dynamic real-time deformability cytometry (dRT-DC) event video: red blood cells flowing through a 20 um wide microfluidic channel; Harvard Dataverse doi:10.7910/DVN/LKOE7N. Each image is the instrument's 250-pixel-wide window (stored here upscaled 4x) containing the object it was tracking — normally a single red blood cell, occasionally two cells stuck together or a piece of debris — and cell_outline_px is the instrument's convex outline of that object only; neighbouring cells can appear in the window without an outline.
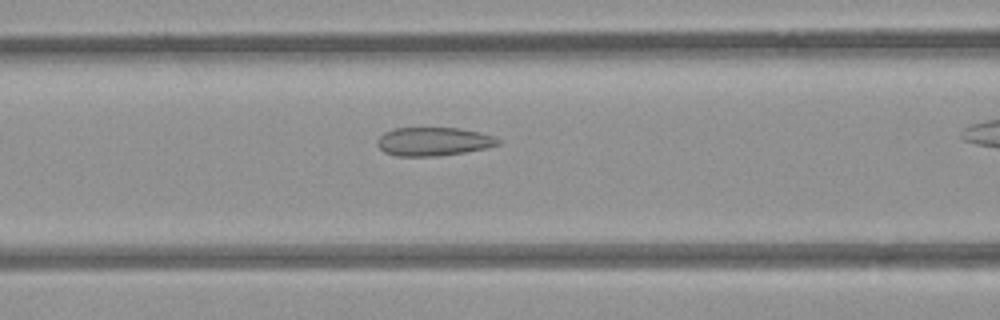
{"species": "common noctule bat (a hibernating species)", "species_latin": "Nyctalus noctula", "temperature_condition": "room temperature", "stored_images_in_passage": 26, "camera_frame_rate_fps": 3000, "um_per_image_px": 0.085, "animal": {"sex": "female", "body_mass_g": 21.9}, "frame": {"image": 1, "passage_image": 6, "time_ms": 1.667, "image_size_px": [1000, 320], "cell_outline_px": [[500, 144], [488, 148], [464, 152], [436, 156], [396, 156], [384, 152], [376, 144], [376, 140], [384, 132], [396, 128], [460, 128], [480, 132], [492, 136], [500, 140]], "centroid_in_image_um": [36.83, 12.03], "position_along_channel_um": 129.8, "area_um2": 20.11}}
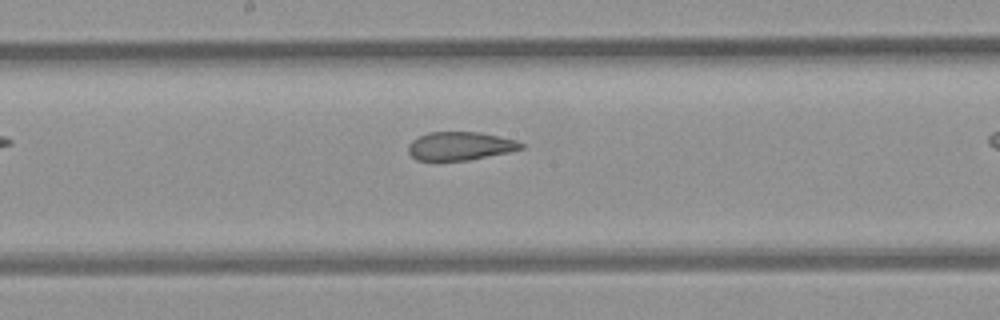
{"frame": {"image": 2, "passage_image": 12, "time_ms": 3.667, "image_size_px": [1000, 320], "cell_outline_px": [[524, 148], [508, 152], [468, 160], [416, 160], [408, 152], [408, 144], [412, 140], [428, 132], [480, 132], [516, 140], [524, 144]], "centroid_in_image_um": [39.1, 12.4], "position_along_channel_um": 209.1, "area_um2": 18.55}}
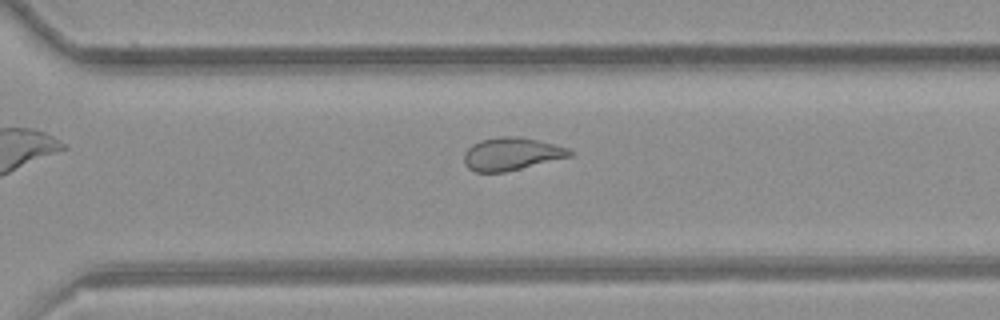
{"frame": {"image": 3, "passage_image": 21, "time_ms": 6.667, "image_size_px": [1000, 320], "cell_outline_px": [[572, 156], [504, 172], [476, 172], [468, 168], [464, 164], [464, 152], [472, 144], [480, 140], [500, 136], [516, 136], [536, 140], [568, 148], [572, 152]], "centroid_in_image_um": [43.43, 13.08], "position_along_channel_um": 327.2, "area_um2": 20.0}}